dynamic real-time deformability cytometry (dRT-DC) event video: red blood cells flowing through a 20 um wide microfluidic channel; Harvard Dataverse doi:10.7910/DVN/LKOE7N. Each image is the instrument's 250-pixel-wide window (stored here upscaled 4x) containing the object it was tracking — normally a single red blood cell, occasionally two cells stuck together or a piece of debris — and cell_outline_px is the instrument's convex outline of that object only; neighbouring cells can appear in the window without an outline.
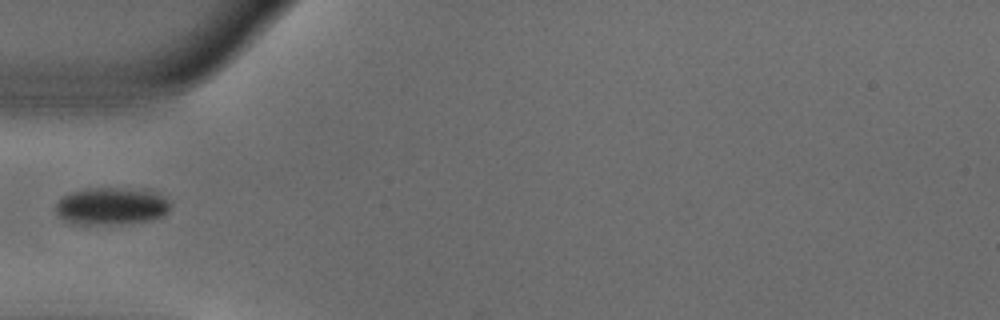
{"species": "common noctule bat (a hibernating species)", "species_latin": "Nyctalus noctula", "temperature_condition": "warm", "stored_images_in_passage": 38, "camera_frame_rate_fps": 3000, "um_per_image_px": 0.085, "animal": {"sex": "male", "body_mass_g": 18.8}, "frame": {"image": 1, "passage_image": 1, "time_ms": 0.0, "image_size_px": [1000, 320], "cell_outline_px": [[168, 212], [152, 220], [108, 224], [76, 224], [64, 220], [56, 212], [56, 204], [68, 192], [88, 188], [152, 188], [160, 192], [168, 200]], "centroid_in_image_um": [9.51, 17.48], "position_along_channel_um": 75.5, "area_um2": 25.2}}
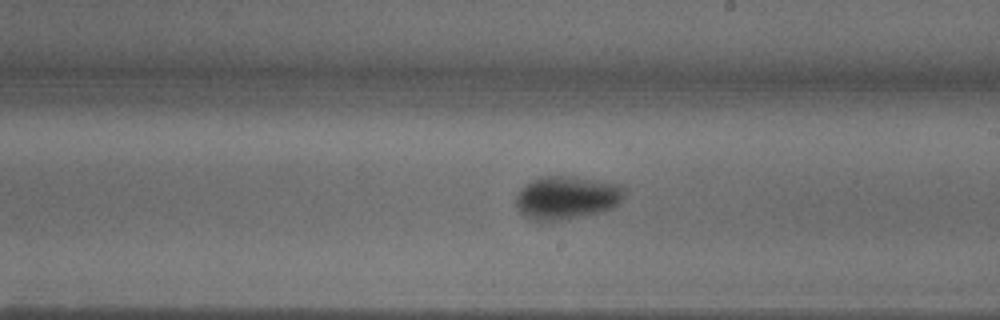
{"frame": {"image": 2, "passage_image": 14, "time_ms": 4.333, "image_size_px": [1000, 320], "cell_outline_px": [[624, 196], [620, 204], [604, 212], [560, 220], [532, 220], [524, 216], [516, 208], [516, 196], [520, 188], [532, 180], [540, 176], [576, 176], [624, 184]], "centroid_in_image_um": [48.21, 16.78], "position_along_channel_um": 240.8, "area_um2": 27.86}}
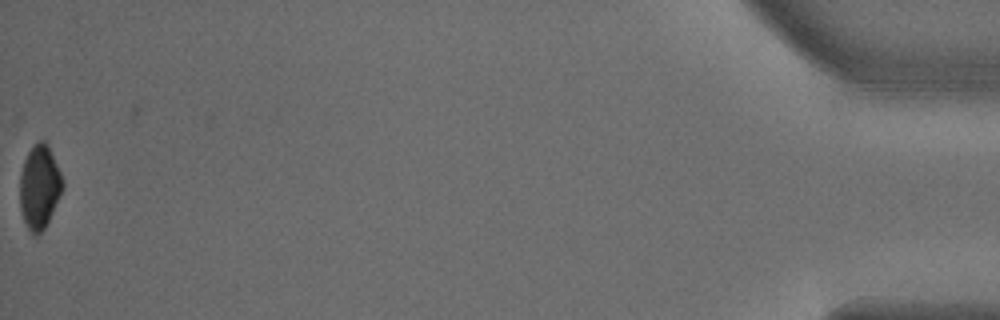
{"frame": {"image": 3, "passage_image": 37, "time_ms": 12.0, "image_size_px": [1000, 320], "cell_outline_px": [[64, 188], [44, 228], [36, 236], [32, 236], [24, 220], [20, 208], [20, 172], [24, 160], [28, 152], [40, 140], [44, 140], [48, 144], [60, 172], [64, 184]], "centroid_in_image_um": [3.35, 15.89], "position_along_channel_um": 431.9, "area_um2": 20.69}}